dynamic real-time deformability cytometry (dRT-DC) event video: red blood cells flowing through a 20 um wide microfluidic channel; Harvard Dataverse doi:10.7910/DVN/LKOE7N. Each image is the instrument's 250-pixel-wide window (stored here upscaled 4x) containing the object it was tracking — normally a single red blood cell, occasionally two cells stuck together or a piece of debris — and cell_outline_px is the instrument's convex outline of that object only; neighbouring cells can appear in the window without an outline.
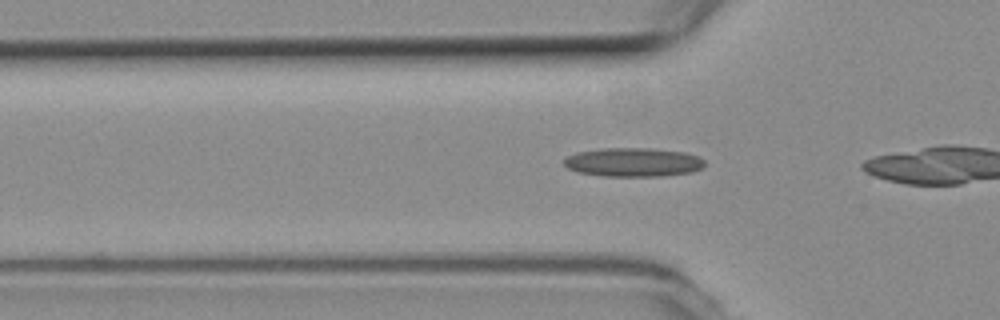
{"species": "common noctule bat (a hibernating species)", "species_latin": "Nyctalus noctula", "temperature_condition": "room temperature", "stored_images_in_passage": 29, "camera_frame_rate_fps": 3000, "um_per_image_px": 0.085, "animal": {"sex": "female", "body_mass_g": 19.3, "forearm_length_mm": 54.1}, "frame": {"image": 1, "passage_image": 13, "time_ms": 4.0, "image_size_px": [1000, 320], "cell_outline_px": [[704, 168], [692, 172], [664, 176], [604, 176], [576, 172], [568, 168], [564, 164], [564, 160], [568, 156], [576, 152], [604, 148], [652, 148], [684, 152], [700, 156], [704, 160]], "centroid_in_image_um": [53.85, 13.79], "position_along_channel_um": 71.9, "area_um2": 23.87}}
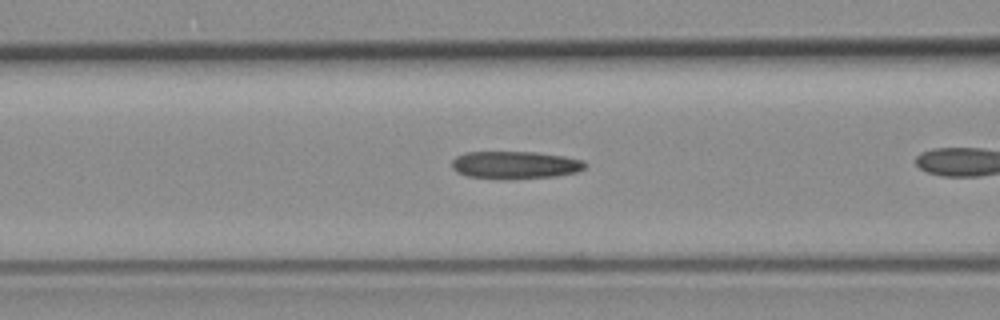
{"frame": {"image": 2, "passage_image": 17, "time_ms": 5.333, "image_size_px": [1000, 320], "cell_outline_px": [[588, 164], [584, 168], [576, 172], [556, 176], [468, 176], [456, 172], [452, 168], [452, 160], [456, 156], [464, 152], [536, 152], [564, 156], [584, 160]], "centroid_in_image_um": [43.81, 13.96], "position_along_channel_um": 122.8, "area_um2": 20.46}}